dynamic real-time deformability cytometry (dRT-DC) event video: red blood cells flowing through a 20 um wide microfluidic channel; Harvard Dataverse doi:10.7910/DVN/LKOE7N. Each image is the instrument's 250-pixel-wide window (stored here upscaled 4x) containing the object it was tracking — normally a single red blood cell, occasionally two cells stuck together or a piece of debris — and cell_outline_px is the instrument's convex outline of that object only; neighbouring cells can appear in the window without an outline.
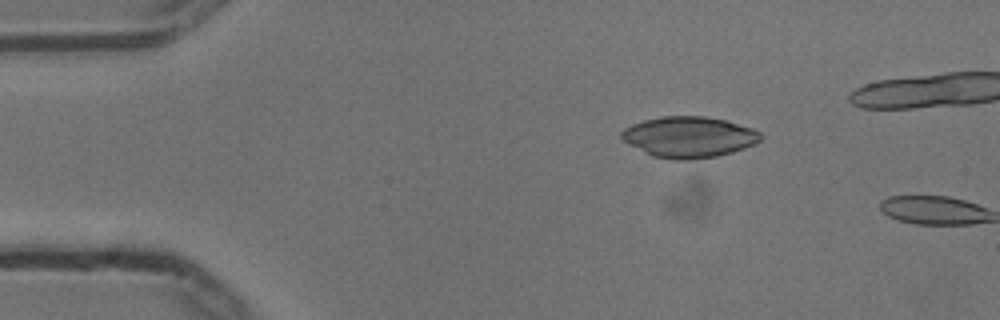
{"species": "common noctule bat (a hibernating species)", "species_latin": "Nyctalus noctula", "temperature_condition": "cold", "stored_images_in_passage": 2, "camera_frame_rate_fps": 3000, "um_per_image_px": 0.085, "animal": {"sex": "male", "body_mass_g": 13.3}, "frame": {"image": 1, "passage_image": 1, "time_ms": 0.0, "image_size_px": [1000, 320], "cell_outline_px": [[764, 136], [760, 140], [744, 148], [732, 152], [716, 156], [692, 160], [676, 160], [652, 156], [628, 144], [620, 136], [620, 132], [624, 128], [632, 124], [644, 120], [664, 116], [704, 116], [724, 120], [752, 128], [760, 132]], "centroid_in_image_um": [58.54, 11.65], "position_along_channel_um": 26.5, "area_um2": 33.12}}